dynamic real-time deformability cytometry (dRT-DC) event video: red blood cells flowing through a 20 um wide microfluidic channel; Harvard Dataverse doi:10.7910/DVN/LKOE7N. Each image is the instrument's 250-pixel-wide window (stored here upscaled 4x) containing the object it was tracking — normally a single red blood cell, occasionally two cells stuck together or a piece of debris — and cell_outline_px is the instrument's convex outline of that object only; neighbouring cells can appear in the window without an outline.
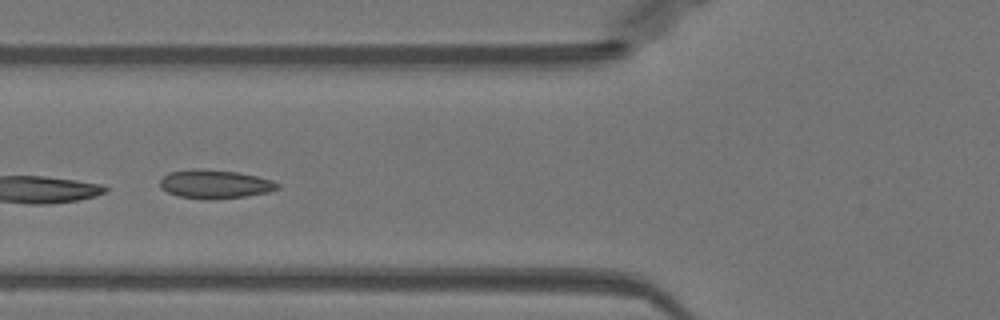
{"species": "Egyptian fruit bat (a non-hibernating species)", "species_latin": "Rousettus aegyptiacus", "temperature_condition": "warm", "stored_images_in_passage": 7, "camera_frame_rate_fps": 3000, "um_per_image_px": 0.085, "animal": {"sex": "female"}, "frame": {"image": 1, "passage_image": 4, "time_ms": 1.0, "image_size_px": [1000, 320], "cell_outline_px": [[280, 188], [268, 192], [244, 196], [212, 200], [180, 196], [168, 192], [160, 188], [160, 180], [168, 172], [192, 168], [200, 168], [240, 172], [272, 180], [280, 184]], "centroid_in_image_um": [18.26, 15.63], "position_along_channel_um": 107.5, "area_um2": 19.77}}